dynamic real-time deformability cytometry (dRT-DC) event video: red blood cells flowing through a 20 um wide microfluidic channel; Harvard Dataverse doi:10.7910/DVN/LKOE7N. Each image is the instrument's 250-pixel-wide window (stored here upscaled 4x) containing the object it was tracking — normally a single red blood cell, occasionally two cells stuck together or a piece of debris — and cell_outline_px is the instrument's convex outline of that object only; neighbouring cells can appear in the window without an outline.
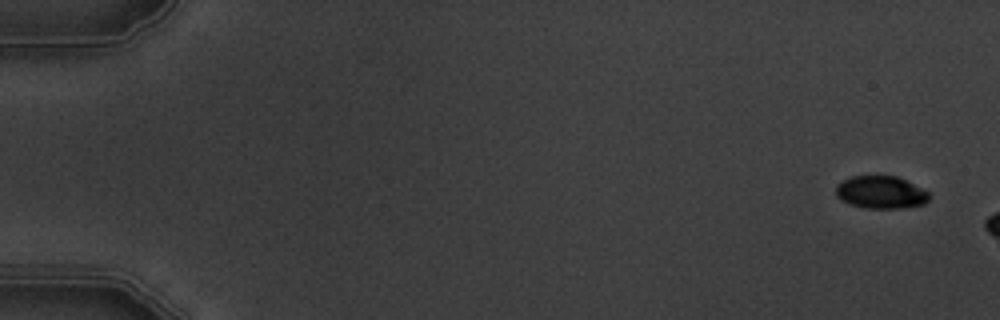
{"species": "common noctule bat (a hibernating species)", "species_latin": "Nyctalus noctula", "temperature_condition": "warm", "stored_images_in_passage": 6, "segment_of_instrument_passage": [2, 2], "camera_frame_rate_fps": 3000, "um_per_image_px": 0.085, "animal": {"sex": "male", "body_mass_g": 19.5, "forearm_length_mm": 54.6}, "frame": {"image": 1, "passage_image": 6, "time_ms": 6.667, "image_size_px": [1000, 320], "cell_outline_px": [[928, 200], [924, 204], [904, 208], [864, 208], [848, 204], [840, 200], [836, 196], [836, 184], [852, 176], [896, 176], [928, 192]], "centroid_in_image_um": [74.82, 16.36], "position_along_channel_um": 10.2, "area_um2": 17.63}}